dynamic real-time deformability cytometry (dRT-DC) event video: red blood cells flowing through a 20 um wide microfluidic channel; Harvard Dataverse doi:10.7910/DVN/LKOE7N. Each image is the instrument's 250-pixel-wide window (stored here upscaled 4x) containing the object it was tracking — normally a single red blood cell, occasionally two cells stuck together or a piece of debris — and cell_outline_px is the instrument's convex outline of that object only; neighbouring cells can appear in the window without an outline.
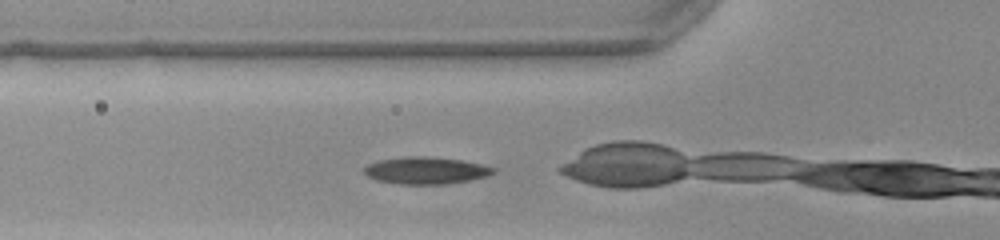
{"species": "common noctule bat (a hibernating species)", "species_latin": "Nyctalus noctula", "temperature_condition": "warm", "stored_images_in_passage": 9, "camera_frame_rate_fps": 3000, "um_per_image_px": 0.085, "animal": {"sex": "female", "body_mass_g": 22.0, "forearm_length_mm": 56.7}, "frame": {"image": 1, "passage_image": 2, "time_ms": 0.333, "image_size_px": [1000, 240], "cell_outline_px": [[496, 172], [488, 176], [448, 184], [396, 184], [376, 180], [368, 176], [364, 172], [364, 168], [368, 164], [380, 160], [404, 156], [424, 156], [460, 160], [480, 164], [496, 168]], "centroid_in_image_um": [36.19, 14.49], "position_along_channel_um": 89.6, "area_um2": 20.35}}